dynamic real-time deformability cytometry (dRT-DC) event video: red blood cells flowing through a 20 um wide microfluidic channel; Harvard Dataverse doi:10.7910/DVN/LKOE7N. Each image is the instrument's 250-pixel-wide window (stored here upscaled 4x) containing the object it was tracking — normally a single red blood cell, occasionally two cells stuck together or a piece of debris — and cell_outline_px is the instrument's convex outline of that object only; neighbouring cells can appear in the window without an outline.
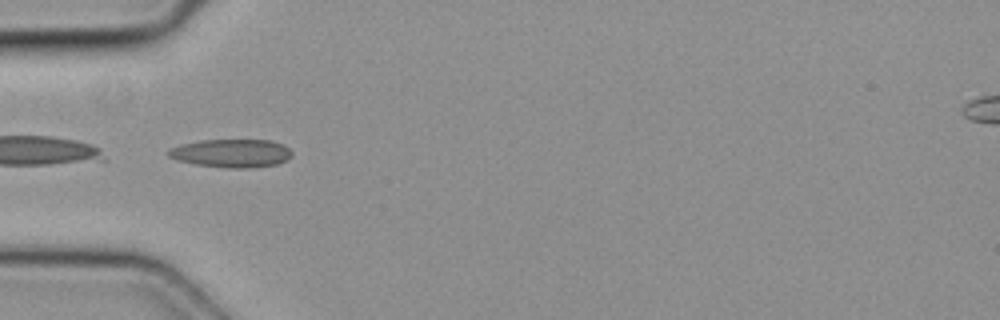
{"species": "common noctule bat (a hibernating species)", "species_latin": "Nyctalus noctula", "temperature_condition": "cold", "stored_images_in_passage": 33, "camera_frame_rate_fps": 3000, "um_per_image_px": 0.085, "animal": {"sex": "female", "body_mass_g": 19.3, "forearm_length_mm": 54.1}, "frame": {"image": 1, "passage_image": 1, "time_ms": 0.0, "image_size_px": [1000, 320], "cell_outline_px": [[292, 156], [288, 160], [276, 164], [252, 168], [228, 168], [196, 164], [176, 160], [168, 156], [164, 152], [180, 144], [200, 140], [272, 140], [284, 144], [292, 152]], "centroid_in_image_um": [19.68, 13.02], "position_along_channel_um": 65.3, "area_um2": 20.58}}
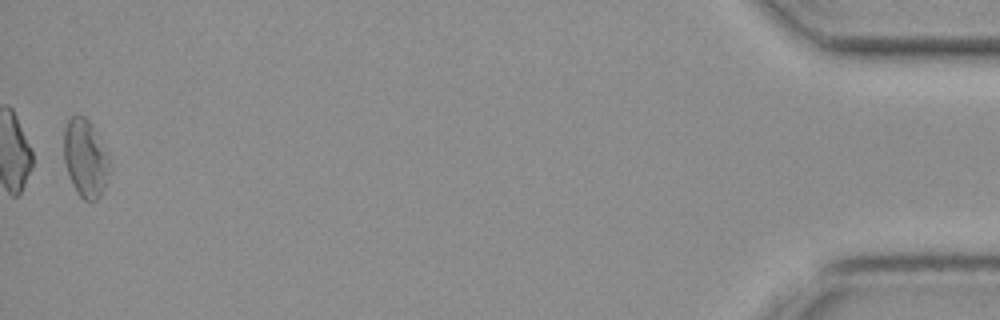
{"frame": {"image": 2, "passage_image": 33, "time_ms": 10.667, "image_size_px": [1000, 320], "cell_outline_px": [[108, 160], [104, 184], [100, 196], [96, 200], [84, 200], [76, 192], [72, 184], [64, 160], [64, 128], [68, 120], [72, 116], [84, 116], [92, 124], [108, 152]], "centroid_in_image_um": [7.22, 13.41], "position_along_channel_um": 428.0, "area_um2": 20.29}}